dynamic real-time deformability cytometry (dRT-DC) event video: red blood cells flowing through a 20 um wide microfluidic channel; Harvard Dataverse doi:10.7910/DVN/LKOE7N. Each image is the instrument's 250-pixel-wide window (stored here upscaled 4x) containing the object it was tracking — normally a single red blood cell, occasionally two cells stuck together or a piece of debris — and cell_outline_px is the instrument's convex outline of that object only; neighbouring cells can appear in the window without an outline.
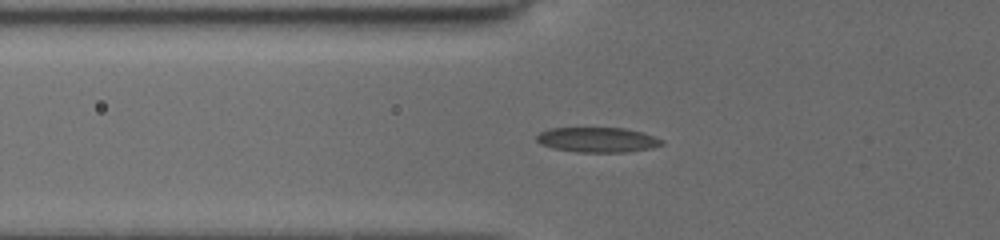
{"species": "common noctule bat (a hibernating species)", "species_latin": "Nyctalus noctula", "temperature_condition": "cold", "stored_images_in_passage": 10, "camera_frame_rate_fps": 3000, "um_per_image_px": 0.085, "animal": {"sex": "female", "body_mass_g": 19.5, "forearm_length_mm": 54.1}, "frame": {"image": 1, "passage_image": 2, "time_ms": 0.333, "image_size_px": [1000, 240], "cell_outline_px": [[664, 144], [652, 148], [628, 152], [576, 152], [552, 148], [540, 144], [536, 140], [536, 136], [540, 132], [548, 128], [624, 128], [640, 132], [664, 140]], "centroid_in_image_um": [50.76, 11.89], "position_along_channel_um": 75.0, "area_um2": 18.26}}
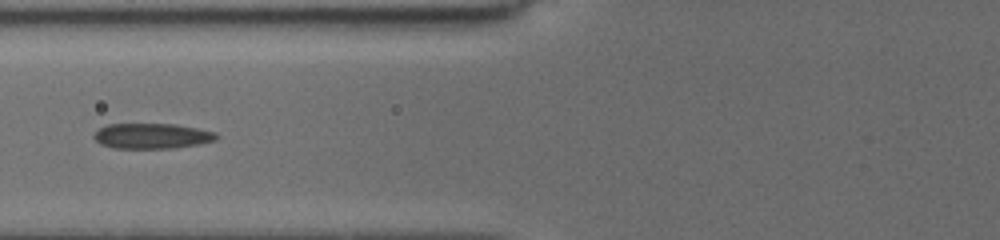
{"frame": {"image": 2, "passage_image": 5, "time_ms": 1.333, "image_size_px": [1000, 240], "cell_outline_px": [[220, 136], [216, 140], [200, 144], [172, 148], [116, 148], [100, 144], [92, 136], [100, 128], [108, 124], [172, 124], [196, 128], [216, 132]], "centroid_in_image_um": [12.94, 11.56], "position_along_channel_um": 112.9, "area_um2": 18.03}}
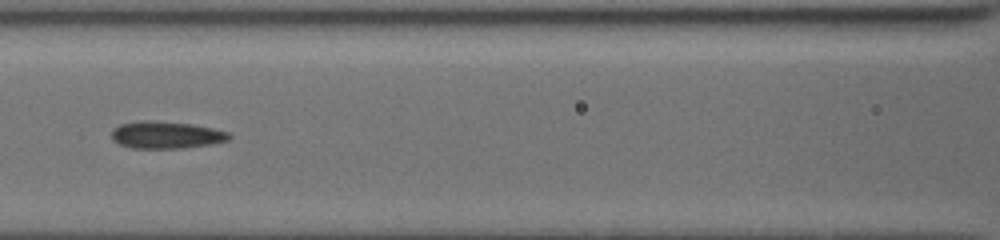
{"frame": {"image": 3, "passage_image": 8, "time_ms": 2.333, "image_size_px": [1000, 240], "cell_outline_px": [[232, 136], [228, 140], [212, 144], [184, 148], [132, 148], [120, 144], [112, 140], [112, 128], [120, 124], [148, 120], [192, 124], [212, 128], [228, 132]], "centroid_in_image_um": [14.12, 11.47], "position_along_channel_um": 152.5, "area_um2": 18.55}}